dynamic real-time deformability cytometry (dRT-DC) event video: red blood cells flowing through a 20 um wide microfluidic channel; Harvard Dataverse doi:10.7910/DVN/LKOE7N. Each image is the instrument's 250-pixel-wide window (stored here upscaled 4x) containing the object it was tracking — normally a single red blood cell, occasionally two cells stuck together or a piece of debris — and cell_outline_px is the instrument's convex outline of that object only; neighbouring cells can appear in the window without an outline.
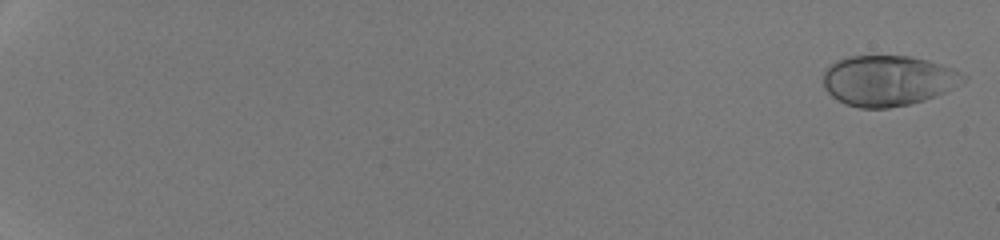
{"species": "human", "species_latin": "Homo sapiens", "temperature_condition": "room temperature", "stored_images_in_passage": 52, "camera_frame_rate_fps": 3000, "um_per_image_px": 0.085, "donor": {"sex": "male"}, "frame": {"image": 1, "passage_image": 1, "time_ms": 0.0, "image_size_px": [1000, 240], "cell_outline_px": [[968, 76], [960, 84], [944, 92], [924, 100], [908, 104], [888, 108], [860, 108], [844, 104], [832, 96], [824, 88], [824, 72], [836, 60], [848, 56], [912, 56], [928, 60], [952, 68]], "centroid_in_image_um": [75.47, 6.85], "position_along_channel_um": 9.5, "area_um2": 41.1}}
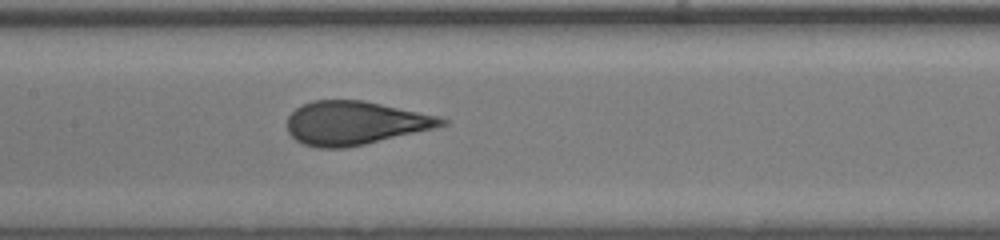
{"frame": {"image": 2, "passage_image": 30, "time_ms": 9.667, "image_size_px": [1000, 240], "cell_outline_px": [[448, 124], [432, 128], [364, 144], [344, 148], [316, 148], [304, 144], [296, 140], [288, 132], [288, 116], [296, 108], [312, 100], [364, 100], [440, 116], [448, 120]], "centroid_in_image_um": [30.16, 10.44], "position_along_channel_um": 177.2, "area_um2": 38.96}}
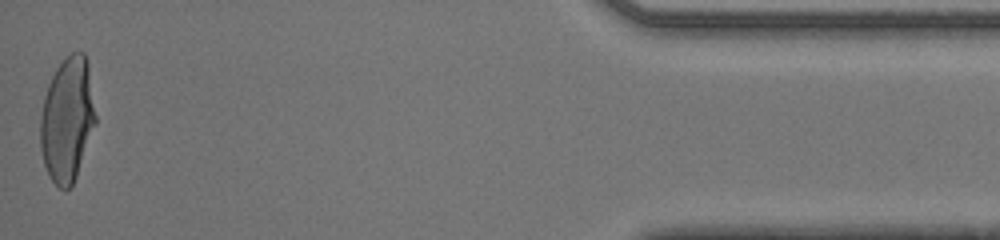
{"frame": {"image": 3, "passage_image": 52, "time_ms": 17.0, "image_size_px": [1000, 240], "cell_outline_px": [[96, 124], [76, 176], [72, 184], [64, 192], [48, 176], [44, 164], [40, 148], [40, 116], [44, 96], [48, 84], [56, 68], [72, 52], [84, 52], [88, 60], [96, 116]], "centroid_in_image_um": [5.72, 10.16], "position_along_channel_um": 429.5, "area_um2": 40.23}, "authors_computed_cell_mechanics": {"area_um2": 39.593, "velocity_mm_per_s": 4.3005, "shape_relaxation_time_tau1_ms": 5.2665, "shape_relaxation_time_tau2_ms": null, "deformation_change_tau1": 0.2359, "deformation_change_tau2": null}}